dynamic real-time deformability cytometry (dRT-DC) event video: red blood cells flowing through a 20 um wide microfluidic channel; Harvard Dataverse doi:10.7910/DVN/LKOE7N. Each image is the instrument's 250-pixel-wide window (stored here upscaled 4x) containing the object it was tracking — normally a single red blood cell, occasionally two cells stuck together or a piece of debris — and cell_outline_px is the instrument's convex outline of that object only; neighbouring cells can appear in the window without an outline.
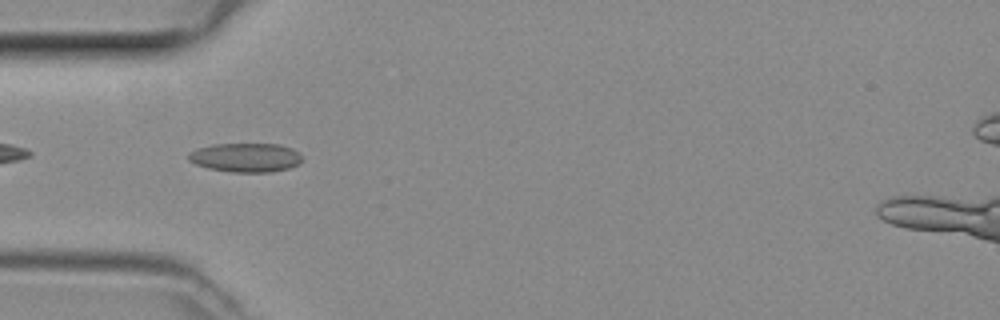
{"species": "common noctule bat (a hibernating species)", "species_latin": "Nyctalus noctula", "temperature_condition": "room temperature", "stored_images_in_passage": 42, "camera_frame_rate_fps": 3000, "um_per_image_px": 0.085, "animal": {"sex": "female", "body_mass_g": 29.2, "forearm_length_mm": 56.3}, "frame": {"image": 1, "passage_image": 9, "time_ms": 2.667, "image_size_px": [1000, 320], "cell_outline_px": [[300, 160], [296, 164], [288, 168], [268, 172], [232, 172], [208, 168], [196, 164], [188, 160], [188, 152], [196, 148], [212, 144], [280, 144], [292, 148], [300, 156]], "centroid_in_image_um": [20.81, 13.38], "position_along_channel_um": 64.2, "area_um2": 19.07}}
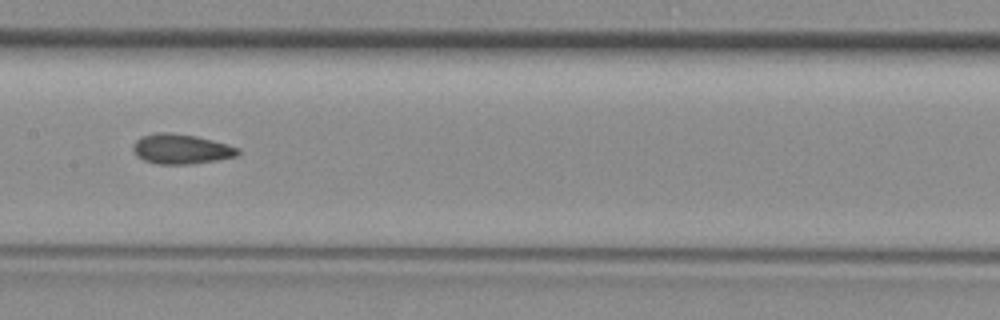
{"frame": {"image": 2, "passage_image": 18, "time_ms": 5.667, "image_size_px": [1000, 320], "cell_outline_px": [[240, 152], [236, 156], [216, 160], [188, 164], [160, 164], [144, 160], [132, 148], [132, 144], [140, 136], [156, 132], [168, 132], [196, 136], [228, 144], [240, 148]], "centroid_in_image_um": [15.4, 12.65], "position_along_channel_um": 192.0, "area_um2": 18.15}}
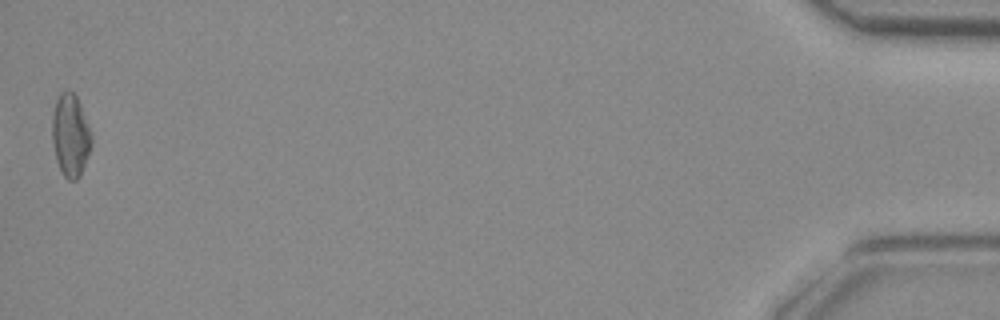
{"frame": {"image": 3, "passage_image": 42, "time_ms": 13.667, "image_size_px": [1000, 320], "cell_outline_px": [[92, 140], [80, 176], [76, 180], [68, 180], [64, 176], [56, 160], [52, 140], [52, 116], [56, 100], [60, 92], [68, 88], [76, 96], [80, 104], [92, 136]], "centroid_in_image_um": [5.96, 11.47], "position_along_channel_um": 429.2, "area_um2": 18.73}}